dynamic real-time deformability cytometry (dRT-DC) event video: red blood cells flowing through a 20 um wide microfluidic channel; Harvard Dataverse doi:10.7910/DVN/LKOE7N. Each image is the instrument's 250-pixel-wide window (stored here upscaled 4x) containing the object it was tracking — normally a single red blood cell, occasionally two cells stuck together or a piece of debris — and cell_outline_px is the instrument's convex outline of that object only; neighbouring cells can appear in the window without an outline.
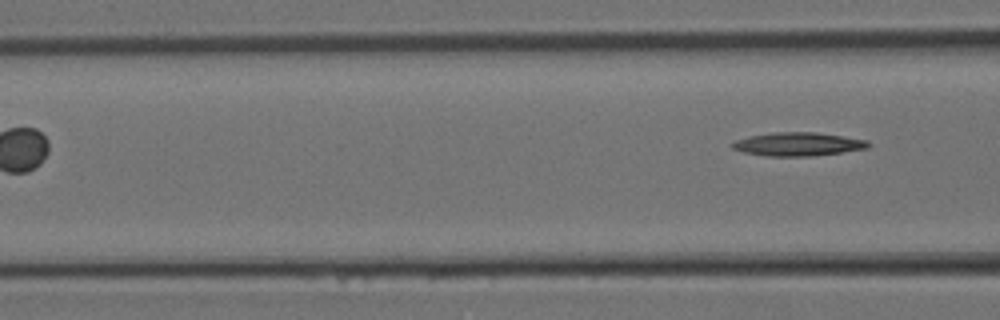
{"species": "Egyptian fruit bat (a non-hibernating species)", "species_latin": "Rousettus aegyptiacus", "temperature_condition": "room temperature", "stored_images_in_passage": 5, "segment_of_instrument_passage": [2, 2], "camera_frame_rate_fps": 3000, "um_per_image_px": 0.085, "animal": {"sex": "female"}, "frame": {"image": 1, "passage_image": 5, "time_ms": 1.333, "image_size_px": [1000, 320], "cell_outline_px": [[868, 148], [812, 156], [768, 156], [744, 152], [732, 148], [728, 144], [732, 140], [748, 136], [772, 132], [816, 132], [868, 140]], "centroid_in_image_um": [67.74, 12.24], "position_along_channel_um": 98.9, "area_um2": 18.67}}